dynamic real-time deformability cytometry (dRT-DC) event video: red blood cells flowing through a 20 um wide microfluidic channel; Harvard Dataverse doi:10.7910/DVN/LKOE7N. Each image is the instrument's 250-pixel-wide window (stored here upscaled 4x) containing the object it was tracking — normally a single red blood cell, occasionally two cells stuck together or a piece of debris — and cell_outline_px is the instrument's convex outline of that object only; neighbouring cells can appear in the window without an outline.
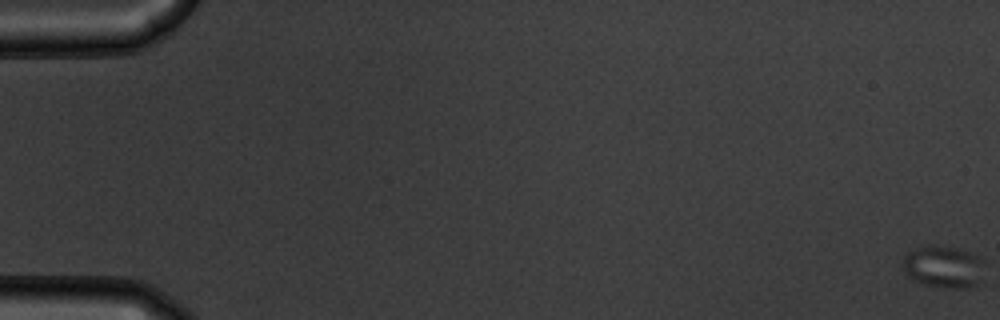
{"species": "common noctule bat (a hibernating species)", "species_latin": "Nyctalus noctula", "temperature_condition": "warm", "stored_images_in_passage": 57, "camera_frame_rate_fps": 3000, "um_per_image_px": 0.085, "animal": {"sex": "male", "body_mass_g": 19.5, "forearm_length_mm": 54.6}, "frame": {"image": 1, "passage_image": 1, "time_ms": 0.0, "image_size_px": [1000, 320], "cell_outline_px": [[984, 264], [976, 284], [968, 288], [956, 288], [924, 284], [912, 280], [904, 272], [900, 260], [904, 252], [920, 244], [932, 244], [956, 248], [980, 256], [984, 260]], "centroid_in_image_um": [80.08, 22.62], "position_along_channel_um": 4.9, "area_um2": 20.52}}
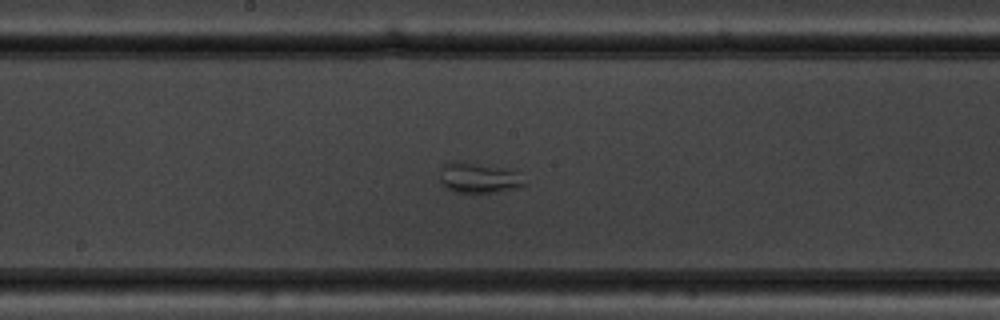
{"frame": {"image": 2, "passage_image": 32, "time_ms": 10.333, "image_size_px": [1000, 320], "cell_outline_px": [[528, 184], [524, 188], [496, 192], [452, 192], [440, 180], [440, 168], [444, 164], [452, 160], [460, 160], [496, 168], [512, 172]], "centroid_in_image_um": [40.63, 15.13], "position_along_channel_um": 207.6, "area_um2": 14.68}}
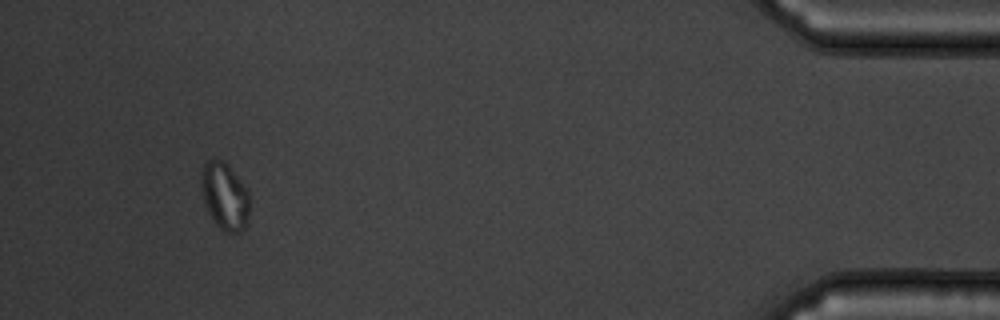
{"frame": {"image": 3, "passage_image": 54, "time_ms": 17.667, "image_size_px": [1000, 320], "cell_outline_px": [[248, 212], [244, 228], [240, 232], [224, 232], [216, 224], [208, 212], [204, 204], [200, 176], [204, 164], [208, 160], [224, 160], [228, 164], [248, 192]], "centroid_in_image_um": [19.07, 16.67], "position_along_channel_um": 416.1, "area_um2": 18.61}}